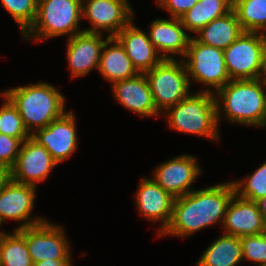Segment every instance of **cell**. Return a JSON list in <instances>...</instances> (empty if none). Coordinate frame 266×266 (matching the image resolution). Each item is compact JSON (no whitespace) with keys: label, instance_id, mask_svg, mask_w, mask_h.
I'll return each mask as SVG.
<instances>
[{"label":"cell","instance_id":"1","mask_svg":"<svg viewBox=\"0 0 266 266\" xmlns=\"http://www.w3.org/2000/svg\"><path fill=\"white\" fill-rule=\"evenodd\" d=\"M234 194L233 182L227 181L176 197L171 221L158 237L187 238L217 223L222 225L227 206Z\"/></svg>","mask_w":266,"mask_h":266},{"label":"cell","instance_id":"2","mask_svg":"<svg viewBox=\"0 0 266 266\" xmlns=\"http://www.w3.org/2000/svg\"><path fill=\"white\" fill-rule=\"evenodd\" d=\"M217 122L261 127L266 105V84L257 79L230 80L215 94Z\"/></svg>","mask_w":266,"mask_h":266},{"label":"cell","instance_id":"3","mask_svg":"<svg viewBox=\"0 0 266 266\" xmlns=\"http://www.w3.org/2000/svg\"><path fill=\"white\" fill-rule=\"evenodd\" d=\"M1 93L17 108L30 135L48 126L66 111L65 96L51 83H30Z\"/></svg>","mask_w":266,"mask_h":266},{"label":"cell","instance_id":"4","mask_svg":"<svg viewBox=\"0 0 266 266\" xmlns=\"http://www.w3.org/2000/svg\"><path fill=\"white\" fill-rule=\"evenodd\" d=\"M170 129L209 138L219 143L216 101L213 93H191L164 113Z\"/></svg>","mask_w":266,"mask_h":266},{"label":"cell","instance_id":"5","mask_svg":"<svg viewBox=\"0 0 266 266\" xmlns=\"http://www.w3.org/2000/svg\"><path fill=\"white\" fill-rule=\"evenodd\" d=\"M82 0H38L34 23L23 34L24 41L42 42L48 38L83 32Z\"/></svg>","mask_w":266,"mask_h":266},{"label":"cell","instance_id":"6","mask_svg":"<svg viewBox=\"0 0 266 266\" xmlns=\"http://www.w3.org/2000/svg\"><path fill=\"white\" fill-rule=\"evenodd\" d=\"M182 60L190 84L191 81H196L206 87L202 88L201 92L215 94L231 80L225 65L224 50L205 45L194 36H191Z\"/></svg>","mask_w":266,"mask_h":266},{"label":"cell","instance_id":"7","mask_svg":"<svg viewBox=\"0 0 266 266\" xmlns=\"http://www.w3.org/2000/svg\"><path fill=\"white\" fill-rule=\"evenodd\" d=\"M144 74L156 110L161 115L191 94L189 76L182 59H163Z\"/></svg>","mask_w":266,"mask_h":266},{"label":"cell","instance_id":"8","mask_svg":"<svg viewBox=\"0 0 266 266\" xmlns=\"http://www.w3.org/2000/svg\"><path fill=\"white\" fill-rule=\"evenodd\" d=\"M265 46V34L243 32L226 48L224 58L230 79H257Z\"/></svg>","mask_w":266,"mask_h":266},{"label":"cell","instance_id":"9","mask_svg":"<svg viewBox=\"0 0 266 266\" xmlns=\"http://www.w3.org/2000/svg\"><path fill=\"white\" fill-rule=\"evenodd\" d=\"M128 0H82V20L91 23L84 32H108L115 37L122 28L134 20L135 11Z\"/></svg>","mask_w":266,"mask_h":266},{"label":"cell","instance_id":"10","mask_svg":"<svg viewBox=\"0 0 266 266\" xmlns=\"http://www.w3.org/2000/svg\"><path fill=\"white\" fill-rule=\"evenodd\" d=\"M24 235L33 263L47 259L71 260L68 237L62 226L44 222L19 229Z\"/></svg>","mask_w":266,"mask_h":266},{"label":"cell","instance_id":"11","mask_svg":"<svg viewBox=\"0 0 266 266\" xmlns=\"http://www.w3.org/2000/svg\"><path fill=\"white\" fill-rule=\"evenodd\" d=\"M37 186L20 184L11 179L0 190V223L14 220L21 224L14 228H22L40 224L46 220L43 217H33ZM33 217V218H32Z\"/></svg>","mask_w":266,"mask_h":266},{"label":"cell","instance_id":"12","mask_svg":"<svg viewBox=\"0 0 266 266\" xmlns=\"http://www.w3.org/2000/svg\"><path fill=\"white\" fill-rule=\"evenodd\" d=\"M58 162L49 151L31 137L22 142L10 179L20 184L37 186L45 181Z\"/></svg>","mask_w":266,"mask_h":266},{"label":"cell","instance_id":"13","mask_svg":"<svg viewBox=\"0 0 266 266\" xmlns=\"http://www.w3.org/2000/svg\"><path fill=\"white\" fill-rule=\"evenodd\" d=\"M76 115L65 111L48 126L35 131L31 138L44 146L51 156L59 163L72 157L78 146Z\"/></svg>","mask_w":266,"mask_h":266},{"label":"cell","instance_id":"14","mask_svg":"<svg viewBox=\"0 0 266 266\" xmlns=\"http://www.w3.org/2000/svg\"><path fill=\"white\" fill-rule=\"evenodd\" d=\"M197 157L183 154L171 158L155 168L153 180L174 198L184 196L192 190L191 185L201 176Z\"/></svg>","mask_w":266,"mask_h":266},{"label":"cell","instance_id":"15","mask_svg":"<svg viewBox=\"0 0 266 266\" xmlns=\"http://www.w3.org/2000/svg\"><path fill=\"white\" fill-rule=\"evenodd\" d=\"M135 193V205L144 219L159 223L157 232L162 234L172 218L174 197L161 188L152 178L142 177Z\"/></svg>","mask_w":266,"mask_h":266},{"label":"cell","instance_id":"16","mask_svg":"<svg viewBox=\"0 0 266 266\" xmlns=\"http://www.w3.org/2000/svg\"><path fill=\"white\" fill-rule=\"evenodd\" d=\"M103 34L81 32L67 38L66 58L73 78L83 77L98 70L101 51L105 41Z\"/></svg>","mask_w":266,"mask_h":266},{"label":"cell","instance_id":"17","mask_svg":"<svg viewBox=\"0 0 266 266\" xmlns=\"http://www.w3.org/2000/svg\"><path fill=\"white\" fill-rule=\"evenodd\" d=\"M147 31L151 43L163 59L184 58L191 36L182 25L180 18H157L150 22ZM170 54V55H169Z\"/></svg>","mask_w":266,"mask_h":266},{"label":"cell","instance_id":"18","mask_svg":"<svg viewBox=\"0 0 266 266\" xmlns=\"http://www.w3.org/2000/svg\"><path fill=\"white\" fill-rule=\"evenodd\" d=\"M224 233L237 237L258 235L263 232L264 217L257 202L239 197L230 200L223 220Z\"/></svg>","mask_w":266,"mask_h":266},{"label":"cell","instance_id":"19","mask_svg":"<svg viewBox=\"0 0 266 266\" xmlns=\"http://www.w3.org/2000/svg\"><path fill=\"white\" fill-rule=\"evenodd\" d=\"M112 85V93L115 100L124 108L144 117H156L161 114L156 110L152 93L144 73Z\"/></svg>","mask_w":266,"mask_h":266},{"label":"cell","instance_id":"20","mask_svg":"<svg viewBox=\"0 0 266 266\" xmlns=\"http://www.w3.org/2000/svg\"><path fill=\"white\" fill-rule=\"evenodd\" d=\"M123 46L132 65L139 73H144L158 65L163 58L156 51L149 35L134 25L133 20L115 36Z\"/></svg>","mask_w":266,"mask_h":266},{"label":"cell","instance_id":"21","mask_svg":"<svg viewBox=\"0 0 266 266\" xmlns=\"http://www.w3.org/2000/svg\"><path fill=\"white\" fill-rule=\"evenodd\" d=\"M103 79L113 84L139 74L132 65L123 46L115 37H109L103 45L97 70Z\"/></svg>","mask_w":266,"mask_h":266},{"label":"cell","instance_id":"22","mask_svg":"<svg viewBox=\"0 0 266 266\" xmlns=\"http://www.w3.org/2000/svg\"><path fill=\"white\" fill-rule=\"evenodd\" d=\"M244 30L238 22L236 13L232 9L222 17L212 20L196 33V39L208 46L225 50Z\"/></svg>","mask_w":266,"mask_h":266},{"label":"cell","instance_id":"23","mask_svg":"<svg viewBox=\"0 0 266 266\" xmlns=\"http://www.w3.org/2000/svg\"><path fill=\"white\" fill-rule=\"evenodd\" d=\"M241 262L243 255L240 238L222 234L211 242L195 266H237Z\"/></svg>","mask_w":266,"mask_h":266},{"label":"cell","instance_id":"24","mask_svg":"<svg viewBox=\"0 0 266 266\" xmlns=\"http://www.w3.org/2000/svg\"><path fill=\"white\" fill-rule=\"evenodd\" d=\"M232 7L233 0H199L180 20L188 33L196 34L212 20L229 13Z\"/></svg>","mask_w":266,"mask_h":266},{"label":"cell","instance_id":"25","mask_svg":"<svg viewBox=\"0 0 266 266\" xmlns=\"http://www.w3.org/2000/svg\"><path fill=\"white\" fill-rule=\"evenodd\" d=\"M24 235L19 230L0 238V266H33Z\"/></svg>","mask_w":266,"mask_h":266},{"label":"cell","instance_id":"26","mask_svg":"<svg viewBox=\"0 0 266 266\" xmlns=\"http://www.w3.org/2000/svg\"><path fill=\"white\" fill-rule=\"evenodd\" d=\"M232 9L244 32L266 34V0H233Z\"/></svg>","mask_w":266,"mask_h":266},{"label":"cell","instance_id":"27","mask_svg":"<svg viewBox=\"0 0 266 266\" xmlns=\"http://www.w3.org/2000/svg\"><path fill=\"white\" fill-rule=\"evenodd\" d=\"M0 96L4 99L0 106V133L18 138L21 142H24L31 135L25 128L17 108L5 95L0 93Z\"/></svg>","mask_w":266,"mask_h":266},{"label":"cell","instance_id":"28","mask_svg":"<svg viewBox=\"0 0 266 266\" xmlns=\"http://www.w3.org/2000/svg\"><path fill=\"white\" fill-rule=\"evenodd\" d=\"M235 193L244 199L257 201L266 196V161L242 180H232Z\"/></svg>","mask_w":266,"mask_h":266},{"label":"cell","instance_id":"29","mask_svg":"<svg viewBox=\"0 0 266 266\" xmlns=\"http://www.w3.org/2000/svg\"><path fill=\"white\" fill-rule=\"evenodd\" d=\"M0 3L18 24L22 35L34 23L38 0H0Z\"/></svg>","mask_w":266,"mask_h":266},{"label":"cell","instance_id":"30","mask_svg":"<svg viewBox=\"0 0 266 266\" xmlns=\"http://www.w3.org/2000/svg\"><path fill=\"white\" fill-rule=\"evenodd\" d=\"M243 260L266 265V237L263 233L240 237Z\"/></svg>","mask_w":266,"mask_h":266},{"label":"cell","instance_id":"31","mask_svg":"<svg viewBox=\"0 0 266 266\" xmlns=\"http://www.w3.org/2000/svg\"><path fill=\"white\" fill-rule=\"evenodd\" d=\"M21 144L18 138L0 133V165L10 170L16 162Z\"/></svg>","mask_w":266,"mask_h":266},{"label":"cell","instance_id":"32","mask_svg":"<svg viewBox=\"0 0 266 266\" xmlns=\"http://www.w3.org/2000/svg\"><path fill=\"white\" fill-rule=\"evenodd\" d=\"M199 0H157V6L166 9L170 17L180 18L189 11Z\"/></svg>","mask_w":266,"mask_h":266},{"label":"cell","instance_id":"33","mask_svg":"<svg viewBox=\"0 0 266 266\" xmlns=\"http://www.w3.org/2000/svg\"><path fill=\"white\" fill-rule=\"evenodd\" d=\"M72 260H54L47 259L44 261L35 262L33 266H73Z\"/></svg>","mask_w":266,"mask_h":266},{"label":"cell","instance_id":"34","mask_svg":"<svg viewBox=\"0 0 266 266\" xmlns=\"http://www.w3.org/2000/svg\"><path fill=\"white\" fill-rule=\"evenodd\" d=\"M258 79L261 80L264 84H266V46H265L263 53H262Z\"/></svg>","mask_w":266,"mask_h":266},{"label":"cell","instance_id":"35","mask_svg":"<svg viewBox=\"0 0 266 266\" xmlns=\"http://www.w3.org/2000/svg\"><path fill=\"white\" fill-rule=\"evenodd\" d=\"M10 180V170L3 165H0V190Z\"/></svg>","mask_w":266,"mask_h":266},{"label":"cell","instance_id":"36","mask_svg":"<svg viewBox=\"0 0 266 266\" xmlns=\"http://www.w3.org/2000/svg\"><path fill=\"white\" fill-rule=\"evenodd\" d=\"M259 207V211L263 215L264 218H266V196L260 198L256 201Z\"/></svg>","mask_w":266,"mask_h":266},{"label":"cell","instance_id":"37","mask_svg":"<svg viewBox=\"0 0 266 266\" xmlns=\"http://www.w3.org/2000/svg\"><path fill=\"white\" fill-rule=\"evenodd\" d=\"M266 128V105H265V113H264V117H263V122H262V126L261 128Z\"/></svg>","mask_w":266,"mask_h":266},{"label":"cell","instance_id":"38","mask_svg":"<svg viewBox=\"0 0 266 266\" xmlns=\"http://www.w3.org/2000/svg\"><path fill=\"white\" fill-rule=\"evenodd\" d=\"M262 233L266 237V218H264V227H263V232Z\"/></svg>","mask_w":266,"mask_h":266},{"label":"cell","instance_id":"39","mask_svg":"<svg viewBox=\"0 0 266 266\" xmlns=\"http://www.w3.org/2000/svg\"><path fill=\"white\" fill-rule=\"evenodd\" d=\"M1 225H2V224L0 223V227H1ZM5 232H6L5 230H4V231H1V230H0V238L4 235Z\"/></svg>","mask_w":266,"mask_h":266}]
</instances>
